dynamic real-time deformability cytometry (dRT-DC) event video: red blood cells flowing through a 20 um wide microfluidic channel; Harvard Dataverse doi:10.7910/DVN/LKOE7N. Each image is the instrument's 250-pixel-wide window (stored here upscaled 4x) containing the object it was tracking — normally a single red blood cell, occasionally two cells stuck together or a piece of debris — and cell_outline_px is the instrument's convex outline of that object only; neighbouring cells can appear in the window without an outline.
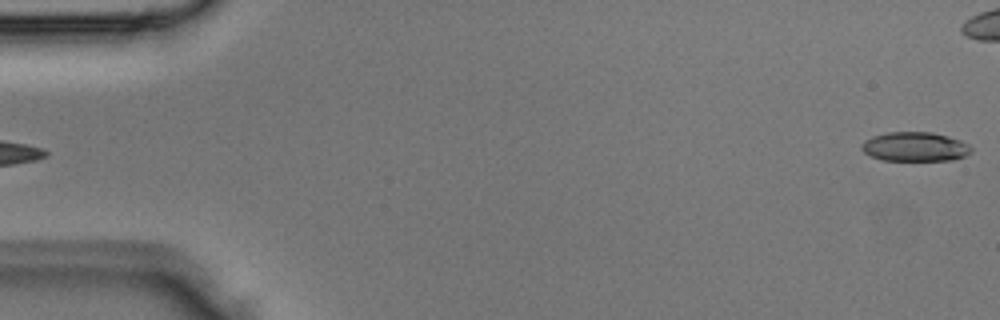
{"species": "Egyptian fruit bat (a non-hibernating species)", "species_latin": "Rousettus aegyptiacus", "temperature_condition": "room temperature", "stored_images_in_passage": 3, "segment_of_instrument_passage": [2, 2], "camera_frame_rate_fps": 3000, "um_per_image_px": 0.085, "animal": {"sex": "male"}, "frame": {"image": 1, "passage_image": 3, "time_ms": 0.667, "image_size_px": [1000, 320], "cell_outline_px": [[972, 152], [964, 156], [952, 160], [884, 160], [872, 156], [864, 152], [860, 148], [860, 144], [864, 140], [872, 136], [888, 132], [932, 132], [948, 136], [960, 140], [968, 144], [972, 148]], "centroid_in_image_um": [77.76, 12.46], "position_along_channel_um": 7.2, "area_um2": 18.73}}